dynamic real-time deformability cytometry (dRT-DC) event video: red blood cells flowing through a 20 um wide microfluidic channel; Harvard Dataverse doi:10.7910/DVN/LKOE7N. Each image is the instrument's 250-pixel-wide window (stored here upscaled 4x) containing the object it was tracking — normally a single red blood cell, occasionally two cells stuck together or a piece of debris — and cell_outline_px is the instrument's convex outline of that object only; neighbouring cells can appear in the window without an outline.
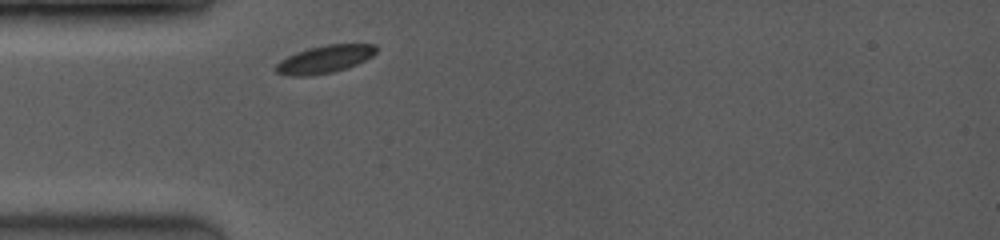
{"species": "common noctule bat (a hibernating species)", "species_latin": "Nyctalus noctula", "temperature_condition": "room temperature", "stored_images_in_passage": 26, "camera_frame_rate_fps": 3500, "um_per_image_px": 0.085, "animal": {"sex": "female", "body_mass_g": 19.0, "forearm_length_mm": 53.3}, "frame": {"image": 1, "passage_image": 1, "time_ms": 0.0, "image_size_px": [1000, 240], "cell_outline_px": [[376, 52], [372, 56], [356, 64], [332, 72], [308, 76], [288, 76], [276, 72], [276, 64], [280, 60], [296, 52], [308, 48], [328, 44], [376, 44]], "centroid_in_image_um": [27.57, 5.03], "position_along_channel_um": 57.4, "area_um2": 16.01}}
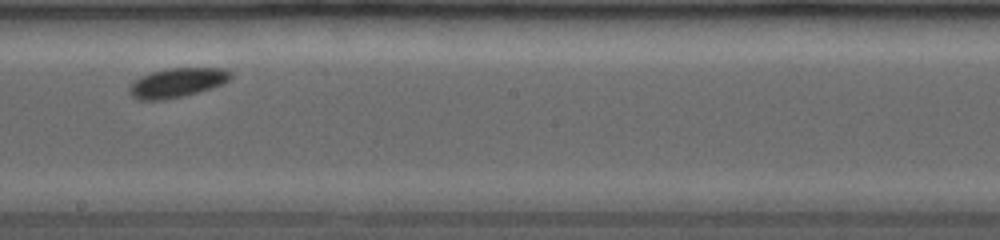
{"frame": {"image": 2, "passage_image": 11, "time_ms": 4.571, "image_size_px": [1000, 240], "cell_outline_px": [[232, 76], [224, 84], [212, 88], [164, 100], [136, 100], [128, 92], [128, 88], [140, 76], [164, 68], [224, 68], [232, 72]], "centroid_in_image_um": [15.05, 7.02], "position_along_channel_um": 233.1, "area_um2": 17.34}}
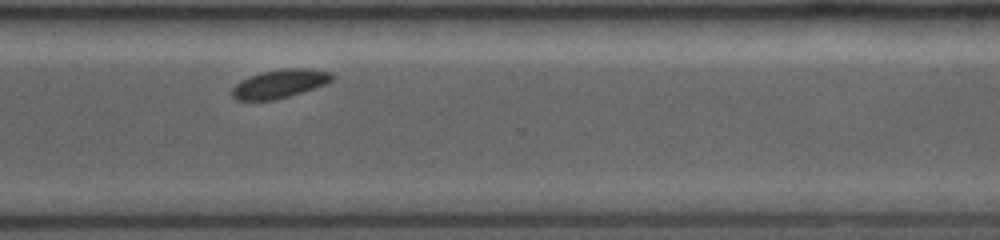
{"frame": {"image": 3, "passage_image": 25, "time_ms": 7.429, "image_size_px": [1000, 240], "cell_outline_px": [[332, 80], [328, 84], [288, 96], [272, 100], [236, 100], [232, 96], [232, 88], [240, 80], [248, 76], [260, 72], [284, 68], [308, 68], [332, 72]], "centroid_in_image_um": [23.77, 7.1], "position_along_channel_um": 346.8, "area_um2": 16.7}}